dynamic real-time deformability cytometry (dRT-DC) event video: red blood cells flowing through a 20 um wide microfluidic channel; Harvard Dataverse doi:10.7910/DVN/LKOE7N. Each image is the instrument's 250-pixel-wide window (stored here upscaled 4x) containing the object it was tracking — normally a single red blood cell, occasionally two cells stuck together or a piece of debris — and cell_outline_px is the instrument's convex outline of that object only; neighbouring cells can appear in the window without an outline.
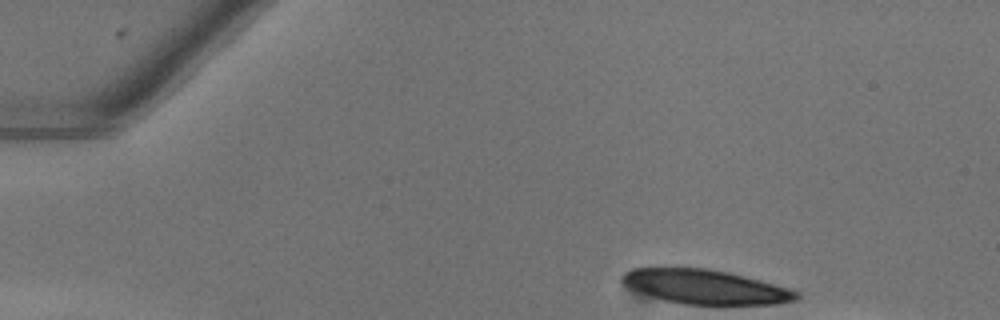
{"species": "common noctule bat (a hibernating species)", "species_latin": "Nyctalus noctula", "temperature_condition": "warm", "stored_images_in_passage": 39, "camera_frame_rate_fps": 3000, "um_per_image_px": 0.085, "animal": {"sex": "female"}, "frame": {"image": 1, "passage_image": 1, "time_ms": 0.0, "image_size_px": [1000, 320], "cell_outline_px": [[800, 296], [796, 300], [776, 304], [684, 304], [664, 300], [636, 292], [628, 288], [620, 280], [620, 276], [624, 272], [632, 268], [708, 268], [728, 272], [760, 280], [788, 288], [800, 292]], "centroid_in_image_um": [59.91, 24.38], "position_along_channel_um": 25.1, "area_um2": 34.91}}